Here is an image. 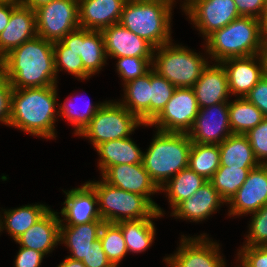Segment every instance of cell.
<instances>
[{"label":"cell","instance_id":"6da1fadb","mask_svg":"<svg viewBox=\"0 0 267 267\" xmlns=\"http://www.w3.org/2000/svg\"><path fill=\"white\" fill-rule=\"evenodd\" d=\"M0 71L13 88L57 85L53 43L40 36L25 41L0 60Z\"/></svg>","mask_w":267,"mask_h":267},{"label":"cell","instance_id":"7a4b0ae2","mask_svg":"<svg viewBox=\"0 0 267 267\" xmlns=\"http://www.w3.org/2000/svg\"><path fill=\"white\" fill-rule=\"evenodd\" d=\"M57 85L13 88L9 126L36 137L55 139Z\"/></svg>","mask_w":267,"mask_h":267},{"label":"cell","instance_id":"3957f363","mask_svg":"<svg viewBox=\"0 0 267 267\" xmlns=\"http://www.w3.org/2000/svg\"><path fill=\"white\" fill-rule=\"evenodd\" d=\"M175 0H127L120 24L154 48L171 40L172 7Z\"/></svg>","mask_w":267,"mask_h":267},{"label":"cell","instance_id":"277c9868","mask_svg":"<svg viewBox=\"0 0 267 267\" xmlns=\"http://www.w3.org/2000/svg\"><path fill=\"white\" fill-rule=\"evenodd\" d=\"M263 39L261 20L240 16L205 39V53L215 62L228 58L250 57L259 53Z\"/></svg>","mask_w":267,"mask_h":267},{"label":"cell","instance_id":"5b68a950","mask_svg":"<svg viewBox=\"0 0 267 267\" xmlns=\"http://www.w3.org/2000/svg\"><path fill=\"white\" fill-rule=\"evenodd\" d=\"M143 153V165L160 189L173 176L188 167L192 141L187 133L156 131Z\"/></svg>","mask_w":267,"mask_h":267},{"label":"cell","instance_id":"8992f818","mask_svg":"<svg viewBox=\"0 0 267 267\" xmlns=\"http://www.w3.org/2000/svg\"><path fill=\"white\" fill-rule=\"evenodd\" d=\"M208 58L171 41L154 49L152 69L176 88H192L208 65Z\"/></svg>","mask_w":267,"mask_h":267},{"label":"cell","instance_id":"52a82bcc","mask_svg":"<svg viewBox=\"0 0 267 267\" xmlns=\"http://www.w3.org/2000/svg\"><path fill=\"white\" fill-rule=\"evenodd\" d=\"M102 180V181H101ZM87 181L98 199L99 214L104 222L151 218L156 208L142 195L124 191L105 182Z\"/></svg>","mask_w":267,"mask_h":267},{"label":"cell","instance_id":"ba28073f","mask_svg":"<svg viewBox=\"0 0 267 267\" xmlns=\"http://www.w3.org/2000/svg\"><path fill=\"white\" fill-rule=\"evenodd\" d=\"M111 101H104L79 134L80 137L88 138L94 148L107 141L130 137L137 127L144 125L119 101Z\"/></svg>","mask_w":267,"mask_h":267},{"label":"cell","instance_id":"9c48e42d","mask_svg":"<svg viewBox=\"0 0 267 267\" xmlns=\"http://www.w3.org/2000/svg\"><path fill=\"white\" fill-rule=\"evenodd\" d=\"M37 36L52 43L80 28L79 1L53 0L35 10Z\"/></svg>","mask_w":267,"mask_h":267},{"label":"cell","instance_id":"30bf717a","mask_svg":"<svg viewBox=\"0 0 267 267\" xmlns=\"http://www.w3.org/2000/svg\"><path fill=\"white\" fill-rule=\"evenodd\" d=\"M199 112L192 88H176L162 111L147 125L163 132L188 133Z\"/></svg>","mask_w":267,"mask_h":267},{"label":"cell","instance_id":"8fae6325","mask_svg":"<svg viewBox=\"0 0 267 267\" xmlns=\"http://www.w3.org/2000/svg\"><path fill=\"white\" fill-rule=\"evenodd\" d=\"M182 10L204 39L240 17L234 0H187Z\"/></svg>","mask_w":267,"mask_h":267},{"label":"cell","instance_id":"7c38bea8","mask_svg":"<svg viewBox=\"0 0 267 267\" xmlns=\"http://www.w3.org/2000/svg\"><path fill=\"white\" fill-rule=\"evenodd\" d=\"M200 235H182L176 253L163 258L167 267H225V258L220 255L219 244L209 239L206 233Z\"/></svg>","mask_w":267,"mask_h":267},{"label":"cell","instance_id":"4fadbf2b","mask_svg":"<svg viewBox=\"0 0 267 267\" xmlns=\"http://www.w3.org/2000/svg\"><path fill=\"white\" fill-rule=\"evenodd\" d=\"M60 42L81 57L84 65V80L94 76L107 64L108 58L101 31L80 27L68 33Z\"/></svg>","mask_w":267,"mask_h":267},{"label":"cell","instance_id":"5bb4252c","mask_svg":"<svg viewBox=\"0 0 267 267\" xmlns=\"http://www.w3.org/2000/svg\"><path fill=\"white\" fill-rule=\"evenodd\" d=\"M187 134L195 143H222L233 134L229 124L228 102L199 108L194 124Z\"/></svg>","mask_w":267,"mask_h":267},{"label":"cell","instance_id":"9a60e30c","mask_svg":"<svg viewBox=\"0 0 267 267\" xmlns=\"http://www.w3.org/2000/svg\"><path fill=\"white\" fill-rule=\"evenodd\" d=\"M101 176L105 182L114 187L144 196L162 216L164 215V211L150 197L160 189L151 179L143 163L111 166Z\"/></svg>","mask_w":267,"mask_h":267},{"label":"cell","instance_id":"2e32d148","mask_svg":"<svg viewBox=\"0 0 267 267\" xmlns=\"http://www.w3.org/2000/svg\"><path fill=\"white\" fill-rule=\"evenodd\" d=\"M229 216H242L260 210L267 204V164L250 170L247 179L227 203Z\"/></svg>","mask_w":267,"mask_h":267},{"label":"cell","instance_id":"e0dca14e","mask_svg":"<svg viewBox=\"0 0 267 267\" xmlns=\"http://www.w3.org/2000/svg\"><path fill=\"white\" fill-rule=\"evenodd\" d=\"M66 194L63 208L60 213V226H73L103 221L98 210V199L94 189L85 182L81 187L63 191ZM96 207V208H95ZM65 220V221H64ZM66 224H64V222Z\"/></svg>","mask_w":267,"mask_h":267},{"label":"cell","instance_id":"ac0fdd59","mask_svg":"<svg viewBox=\"0 0 267 267\" xmlns=\"http://www.w3.org/2000/svg\"><path fill=\"white\" fill-rule=\"evenodd\" d=\"M105 51L111 58L141 57L153 58L154 47L120 23L111 25L102 31Z\"/></svg>","mask_w":267,"mask_h":267},{"label":"cell","instance_id":"d6986e66","mask_svg":"<svg viewBox=\"0 0 267 267\" xmlns=\"http://www.w3.org/2000/svg\"><path fill=\"white\" fill-rule=\"evenodd\" d=\"M220 63L227 74L230 94L239 95V98H244L264 76L258 54L250 57L228 58Z\"/></svg>","mask_w":267,"mask_h":267},{"label":"cell","instance_id":"ffe728a7","mask_svg":"<svg viewBox=\"0 0 267 267\" xmlns=\"http://www.w3.org/2000/svg\"><path fill=\"white\" fill-rule=\"evenodd\" d=\"M36 36L35 11L19 3L13 9L8 25L0 33V60L11 50Z\"/></svg>","mask_w":267,"mask_h":267},{"label":"cell","instance_id":"44dd1931","mask_svg":"<svg viewBox=\"0 0 267 267\" xmlns=\"http://www.w3.org/2000/svg\"><path fill=\"white\" fill-rule=\"evenodd\" d=\"M192 89L199 108L228 102V97L231 95L227 74L220 62H216L212 66L208 63Z\"/></svg>","mask_w":267,"mask_h":267},{"label":"cell","instance_id":"7402d4cb","mask_svg":"<svg viewBox=\"0 0 267 267\" xmlns=\"http://www.w3.org/2000/svg\"><path fill=\"white\" fill-rule=\"evenodd\" d=\"M51 208L25 233L15 240L20 247L30 248L44 255L60 244V216Z\"/></svg>","mask_w":267,"mask_h":267},{"label":"cell","instance_id":"603a6c76","mask_svg":"<svg viewBox=\"0 0 267 267\" xmlns=\"http://www.w3.org/2000/svg\"><path fill=\"white\" fill-rule=\"evenodd\" d=\"M81 28L102 31L118 24L127 0H78Z\"/></svg>","mask_w":267,"mask_h":267},{"label":"cell","instance_id":"cb8c5ba5","mask_svg":"<svg viewBox=\"0 0 267 267\" xmlns=\"http://www.w3.org/2000/svg\"><path fill=\"white\" fill-rule=\"evenodd\" d=\"M223 203L226 202L212 183L207 181L194 195L181 202L170 216L198 223L218 211Z\"/></svg>","mask_w":267,"mask_h":267},{"label":"cell","instance_id":"d4e9b609","mask_svg":"<svg viewBox=\"0 0 267 267\" xmlns=\"http://www.w3.org/2000/svg\"><path fill=\"white\" fill-rule=\"evenodd\" d=\"M104 221L73 226H60V244H66L71 254V259L82 261L87 255L93 243L99 239L100 229Z\"/></svg>","mask_w":267,"mask_h":267},{"label":"cell","instance_id":"484cf974","mask_svg":"<svg viewBox=\"0 0 267 267\" xmlns=\"http://www.w3.org/2000/svg\"><path fill=\"white\" fill-rule=\"evenodd\" d=\"M95 150L100 156L101 174L111 166L143 163V152L130 137L101 143Z\"/></svg>","mask_w":267,"mask_h":267},{"label":"cell","instance_id":"4316f807","mask_svg":"<svg viewBox=\"0 0 267 267\" xmlns=\"http://www.w3.org/2000/svg\"><path fill=\"white\" fill-rule=\"evenodd\" d=\"M124 99L119 101L146 127L150 123L151 70L124 84Z\"/></svg>","mask_w":267,"mask_h":267},{"label":"cell","instance_id":"83f0119b","mask_svg":"<svg viewBox=\"0 0 267 267\" xmlns=\"http://www.w3.org/2000/svg\"><path fill=\"white\" fill-rule=\"evenodd\" d=\"M49 209L48 206L38 203L21 206L15 209H5L4 215H2L3 217L0 215V232L7 230L8 234L15 241L33 226Z\"/></svg>","mask_w":267,"mask_h":267},{"label":"cell","instance_id":"f1b7e54d","mask_svg":"<svg viewBox=\"0 0 267 267\" xmlns=\"http://www.w3.org/2000/svg\"><path fill=\"white\" fill-rule=\"evenodd\" d=\"M161 216L157 211L151 218L123 220L117 223L121 227L128 252L142 253L152 246L156 228L151 219Z\"/></svg>","mask_w":267,"mask_h":267},{"label":"cell","instance_id":"f546056e","mask_svg":"<svg viewBox=\"0 0 267 267\" xmlns=\"http://www.w3.org/2000/svg\"><path fill=\"white\" fill-rule=\"evenodd\" d=\"M220 166L255 168L259 165L245 135L232 134L219 144Z\"/></svg>","mask_w":267,"mask_h":267},{"label":"cell","instance_id":"4dcf8cb0","mask_svg":"<svg viewBox=\"0 0 267 267\" xmlns=\"http://www.w3.org/2000/svg\"><path fill=\"white\" fill-rule=\"evenodd\" d=\"M208 180L189 167L173 176L162 188L167 193L172 211L184 200L194 195Z\"/></svg>","mask_w":267,"mask_h":267},{"label":"cell","instance_id":"1f68e13d","mask_svg":"<svg viewBox=\"0 0 267 267\" xmlns=\"http://www.w3.org/2000/svg\"><path fill=\"white\" fill-rule=\"evenodd\" d=\"M229 124L233 134H246L265 118L263 113L245 97L228 102Z\"/></svg>","mask_w":267,"mask_h":267},{"label":"cell","instance_id":"d6a6232c","mask_svg":"<svg viewBox=\"0 0 267 267\" xmlns=\"http://www.w3.org/2000/svg\"><path fill=\"white\" fill-rule=\"evenodd\" d=\"M188 167L209 181L220 167L219 145L192 142Z\"/></svg>","mask_w":267,"mask_h":267},{"label":"cell","instance_id":"836d02e7","mask_svg":"<svg viewBox=\"0 0 267 267\" xmlns=\"http://www.w3.org/2000/svg\"><path fill=\"white\" fill-rule=\"evenodd\" d=\"M251 169L220 166L209 181L227 204L245 182Z\"/></svg>","mask_w":267,"mask_h":267},{"label":"cell","instance_id":"e575fe53","mask_svg":"<svg viewBox=\"0 0 267 267\" xmlns=\"http://www.w3.org/2000/svg\"><path fill=\"white\" fill-rule=\"evenodd\" d=\"M99 240L107 259L114 267H119V262L128 253L121 227L117 223L104 222L100 229Z\"/></svg>","mask_w":267,"mask_h":267},{"label":"cell","instance_id":"d590c367","mask_svg":"<svg viewBox=\"0 0 267 267\" xmlns=\"http://www.w3.org/2000/svg\"><path fill=\"white\" fill-rule=\"evenodd\" d=\"M74 97L78 98L79 96L76 95ZM72 98L73 96L70 97V99L68 98L67 100H64L65 102L62 105H60L59 103L58 111L59 116H62L61 118H65L69 123H71V125L76 127L74 128V135H79L82 130L90 123L93 116L97 113L104 102L93 105L88 101V103H84L85 108H83V112H80V110L78 109L79 107L77 105H73V101H71Z\"/></svg>","mask_w":267,"mask_h":267},{"label":"cell","instance_id":"8d00e7d4","mask_svg":"<svg viewBox=\"0 0 267 267\" xmlns=\"http://www.w3.org/2000/svg\"><path fill=\"white\" fill-rule=\"evenodd\" d=\"M53 51L56 74L59 70H65L75 76V78H78V80H84V65L79 54L71 51L70 48L64 46L60 41L53 43Z\"/></svg>","mask_w":267,"mask_h":267},{"label":"cell","instance_id":"74e56055","mask_svg":"<svg viewBox=\"0 0 267 267\" xmlns=\"http://www.w3.org/2000/svg\"><path fill=\"white\" fill-rule=\"evenodd\" d=\"M176 87L151 69L150 122L162 111Z\"/></svg>","mask_w":267,"mask_h":267},{"label":"cell","instance_id":"f35d334b","mask_svg":"<svg viewBox=\"0 0 267 267\" xmlns=\"http://www.w3.org/2000/svg\"><path fill=\"white\" fill-rule=\"evenodd\" d=\"M152 60L153 58L118 57L116 70L123 79V84L142 77L149 72L152 69Z\"/></svg>","mask_w":267,"mask_h":267},{"label":"cell","instance_id":"ab89813d","mask_svg":"<svg viewBox=\"0 0 267 267\" xmlns=\"http://www.w3.org/2000/svg\"><path fill=\"white\" fill-rule=\"evenodd\" d=\"M251 215L249 234L243 246H267V204Z\"/></svg>","mask_w":267,"mask_h":267},{"label":"cell","instance_id":"60d3db41","mask_svg":"<svg viewBox=\"0 0 267 267\" xmlns=\"http://www.w3.org/2000/svg\"><path fill=\"white\" fill-rule=\"evenodd\" d=\"M244 135L247 137L259 164H267V117Z\"/></svg>","mask_w":267,"mask_h":267},{"label":"cell","instance_id":"b9f144b4","mask_svg":"<svg viewBox=\"0 0 267 267\" xmlns=\"http://www.w3.org/2000/svg\"><path fill=\"white\" fill-rule=\"evenodd\" d=\"M237 256L247 267H267V246H242Z\"/></svg>","mask_w":267,"mask_h":267},{"label":"cell","instance_id":"7bdbcfd3","mask_svg":"<svg viewBox=\"0 0 267 267\" xmlns=\"http://www.w3.org/2000/svg\"><path fill=\"white\" fill-rule=\"evenodd\" d=\"M13 87L0 71V122L9 126L11 115V96Z\"/></svg>","mask_w":267,"mask_h":267},{"label":"cell","instance_id":"ee69618b","mask_svg":"<svg viewBox=\"0 0 267 267\" xmlns=\"http://www.w3.org/2000/svg\"><path fill=\"white\" fill-rule=\"evenodd\" d=\"M245 98L254 104L267 117V77L262 79L249 91Z\"/></svg>","mask_w":267,"mask_h":267},{"label":"cell","instance_id":"f6af8a7d","mask_svg":"<svg viewBox=\"0 0 267 267\" xmlns=\"http://www.w3.org/2000/svg\"><path fill=\"white\" fill-rule=\"evenodd\" d=\"M82 262L86 267H114L107 259L99 239L93 243V246L82 259Z\"/></svg>","mask_w":267,"mask_h":267},{"label":"cell","instance_id":"bcb514c9","mask_svg":"<svg viewBox=\"0 0 267 267\" xmlns=\"http://www.w3.org/2000/svg\"><path fill=\"white\" fill-rule=\"evenodd\" d=\"M240 16L262 19L267 0H234Z\"/></svg>","mask_w":267,"mask_h":267},{"label":"cell","instance_id":"7dc6e473","mask_svg":"<svg viewBox=\"0 0 267 267\" xmlns=\"http://www.w3.org/2000/svg\"><path fill=\"white\" fill-rule=\"evenodd\" d=\"M14 267H40L44 254L30 248L19 247Z\"/></svg>","mask_w":267,"mask_h":267},{"label":"cell","instance_id":"c3c4849f","mask_svg":"<svg viewBox=\"0 0 267 267\" xmlns=\"http://www.w3.org/2000/svg\"><path fill=\"white\" fill-rule=\"evenodd\" d=\"M18 4L9 1H0V33L8 25L11 13Z\"/></svg>","mask_w":267,"mask_h":267},{"label":"cell","instance_id":"681fc988","mask_svg":"<svg viewBox=\"0 0 267 267\" xmlns=\"http://www.w3.org/2000/svg\"><path fill=\"white\" fill-rule=\"evenodd\" d=\"M258 55L262 62L264 76L267 77V39L265 38L262 41V45L261 48L259 49Z\"/></svg>","mask_w":267,"mask_h":267},{"label":"cell","instance_id":"f907efd6","mask_svg":"<svg viewBox=\"0 0 267 267\" xmlns=\"http://www.w3.org/2000/svg\"><path fill=\"white\" fill-rule=\"evenodd\" d=\"M51 1L53 0H20L19 3L35 11L41 6L49 4Z\"/></svg>","mask_w":267,"mask_h":267},{"label":"cell","instance_id":"816d5d0a","mask_svg":"<svg viewBox=\"0 0 267 267\" xmlns=\"http://www.w3.org/2000/svg\"><path fill=\"white\" fill-rule=\"evenodd\" d=\"M57 267H86L82 261L67 256Z\"/></svg>","mask_w":267,"mask_h":267},{"label":"cell","instance_id":"f5cc1de1","mask_svg":"<svg viewBox=\"0 0 267 267\" xmlns=\"http://www.w3.org/2000/svg\"><path fill=\"white\" fill-rule=\"evenodd\" d=\"M264 29V38L267 39V20H261Z\"/></svg>","mask_w":267,"mask_h":267},{"label":"cell","instance_id":"db71d44e","mask_svg":"<svg viewBox=\"0 0 267 267\" xmlns=\"http://www.w3.org/2000/svg\"><path fill=\"white\" fill-rule=\"evenodd\" d=\"M261 20H267V2H266L265 12Z\"/></svg>","mask_w":267,"mask_h":267},{"label":"cell","instance_id":"11a10c76","mask_svg":"<svg viewBox=\"0 0 267 267\" xmlns=\"http://www.w3.org/2000/svg\"><path fill=\"white\" fill-rule=\"evenodd\" d=\"M0 1H9V2H14V3H19L20 0H0Z\"/></svg>","mask_w":267,"mask_h":267},{"label":"cell","instance_id":"9f6ffc18","mask_svg":"<svg viewBox=\"0 0 267 267\" xmlns=\"http://www.w3.org/2000/svg\"><path fill=\"white\" fill-rule=\"evenodd\" d=\"M247 267L241 260H240V265L239 266H237V267Z\"/></svg>","mask_w":267,"mask_h":267}]
</instances>
